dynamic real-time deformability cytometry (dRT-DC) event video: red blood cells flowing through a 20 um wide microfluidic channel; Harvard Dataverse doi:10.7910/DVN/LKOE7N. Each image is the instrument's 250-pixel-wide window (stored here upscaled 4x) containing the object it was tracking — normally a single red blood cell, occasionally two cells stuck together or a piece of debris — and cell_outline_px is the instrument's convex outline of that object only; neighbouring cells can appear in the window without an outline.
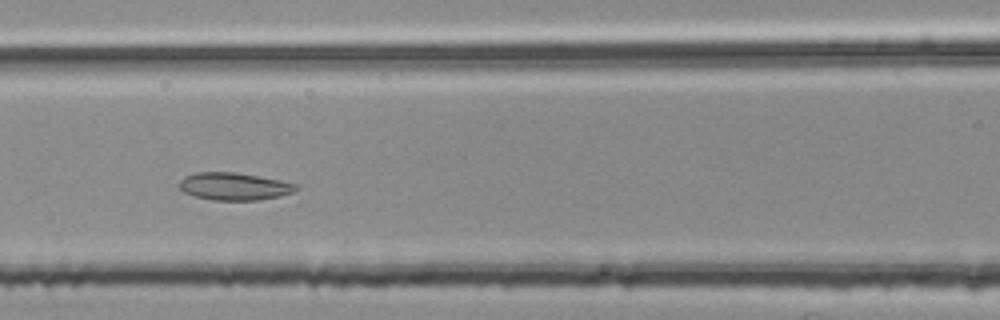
{"species": "common noctule bat (a hibernating species)", "species_latin": "Nyctalus noctula", "temperature_condition": "room temperature", "stored_images_in_passage": 49, "segment_of_instrument_passage": [2, 2], "camera_frame_rate_fps": 3000, "um_per_image_px": 0.085, "animal": {"sex": "female", "body_mass_g": 25.1}, "frame": {"image": 1, "passage_image": 21, "time_ms": 6.667, "image_size_px": [1000, 320], "cell_outline_px": [[300, 188], [292, 192], [280, 196], [260, 200], [212, 200], [196, 196], [184, 192], [176, 188], [176, 184], [184, 176], [196, 172], [236, 172], [280, 180], [300, 184]], "centroid_in_image_um": [19.89, 15.84], "position_along_channel_um": 146.7, "area_um2": 19.02}}
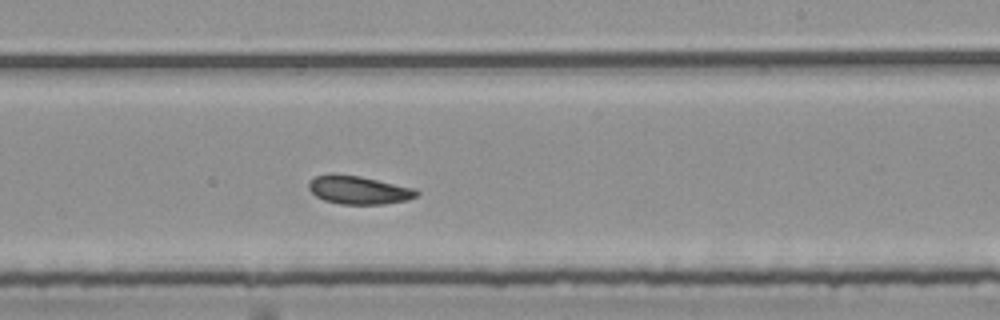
{"frame": {"image": 2, "passage_image": 30, "time_ms": 9.667, "image_size_px": [1000, 320], "cell_outline_px": [[420, 192], [416, 196], [408, 200], [384, 204], [340, 204], [324, 200], [316, 196], [308, 188], [308, 180], [316, 176], [332, 172], [360, 176], [416, 188]], "centroid_in_image_um": [30.47, 16.13], "position_along_channel_um": 258.5, "area_um2": 18.09}}
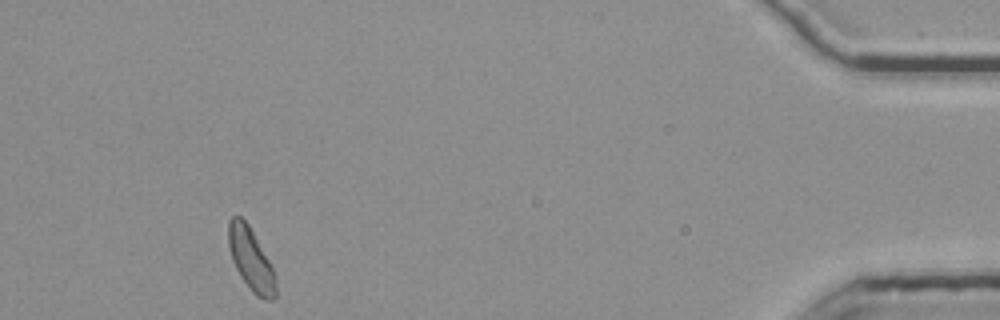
{"frame": {"image": 3, "passage_image": 48, "time_ms": 15.667, "image_size_px": [1000, 320], "cell_outline_px": [[276, 296], [272, 300], [264, 300], [256, 296], [252, 292], [240, 276], [232, 260], [228, 248], [228, 220], [232, 216], [240, 216], [248, 224], [272, 264], [276, 276]], "centroid_in_image_um": [21.34, 22.06], "position_along_channel_um": 413.9, "area_um2": 17.51}}